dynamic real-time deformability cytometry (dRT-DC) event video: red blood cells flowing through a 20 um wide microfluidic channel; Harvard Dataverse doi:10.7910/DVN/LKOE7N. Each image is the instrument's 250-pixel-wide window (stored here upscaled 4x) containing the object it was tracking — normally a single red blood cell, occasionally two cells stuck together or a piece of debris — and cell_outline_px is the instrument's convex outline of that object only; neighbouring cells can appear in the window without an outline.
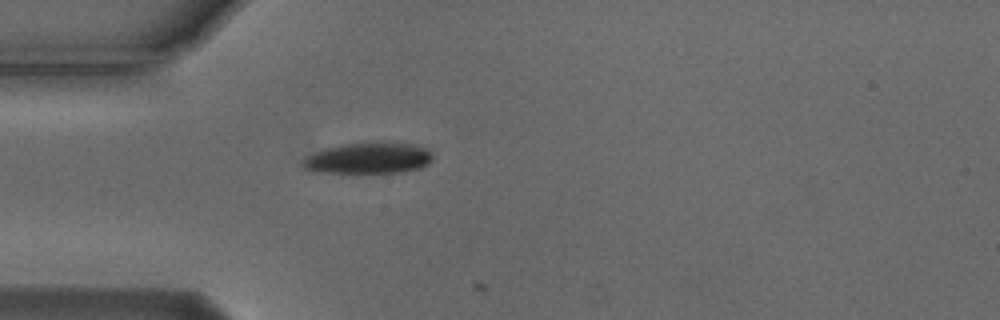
{"species": "Egyptian fruit bat (a non-hibernating species)", "species_latin": "Rousettus aegyptiacus", "temperature_condition": "cold", "stored_images_in_passage": 2, "camera_frame_rate_fps": 3000, "um_per_image_px": 0.085, "animal": {"sex": "male"}, "frame": {"image": 1, "passage_image": 1, "time_ms": 0.0, "image_size_px": [1000, 320], "cell_outline_px": [[432, 160], [428, 164], [420, 168], [400, 172], [312, 172], [304, 168], [300, 164], [300, 160], [316, 152], [328, 148], [344, 144], [372, 140], [388, 140], [412, 144], [424, 148], [432, 152]], "centroid_in_image_um": [31.33, 13.41], "position_along_channel_um": 53.7, "area_um2": 24.04}}